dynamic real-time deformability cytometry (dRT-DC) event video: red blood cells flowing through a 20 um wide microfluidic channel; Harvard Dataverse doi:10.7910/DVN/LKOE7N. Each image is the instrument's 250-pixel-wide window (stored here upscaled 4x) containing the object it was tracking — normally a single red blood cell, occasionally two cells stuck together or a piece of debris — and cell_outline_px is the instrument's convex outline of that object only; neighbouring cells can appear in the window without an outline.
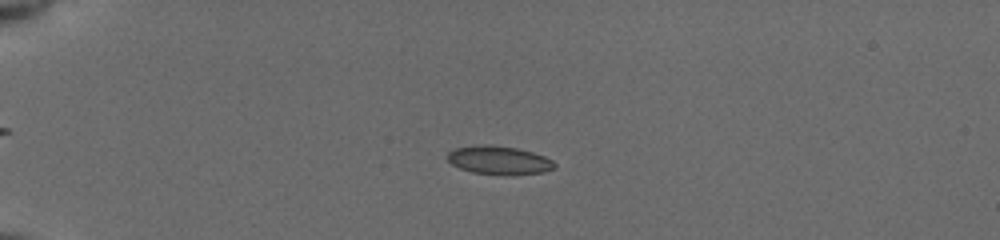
{"species": "common noctule bat (a hibernating species)", "species_latin": "Nyctalus noctula", "temperature_condition": "cold", "stored_images_in_passage": 44, "camera_frame_rate_fps": 3000, "um_per_image_px": 0.085, "animal": {"sex": "female", "body_mass_g": 19.5, "forearm_length_mm": 54.1}, "frame": {"image": 1, "passage_image": 5, "time_ms": 1.333, "image_size_px": [1000, 240], "cell_outline_px": [[556, 168], [544, 172], [512, 176], [472, 172], [460, 168], [452, 164], [448, 160], [448, 152], [456, 148], [472, 144], [488, 144], [516, 148], [532, 152], [544, 156], [552, 160], [556, 164]], "centroid_in_image_um": [42.43, 13.62], "position_along_channel_um": 42.6, "area_um2": 18.03}}
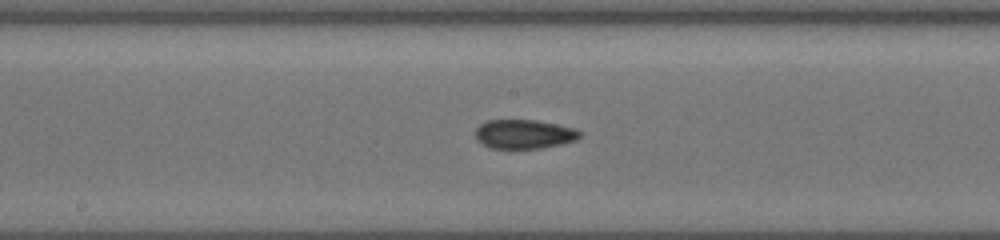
{"frame": {"image": 2, "passage_image": 21, "time_ms": 6.667, "image_size_px": [1000, 240], "cell_outline_px": [[580, 136], [576, 140], [560, 144], [540, 148], [488, 148], [476, 140], [476, 128], [480, 124], [488, 120], [536, 120], [556, 124], [572, 128], [580, 132]], "centroid_in_image_um": [44.5, 11.4], "position_along_channel_um": 203.7, "area_um2": 17.57}}
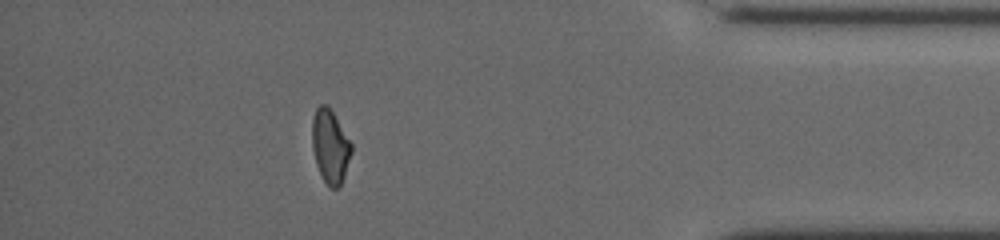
{"frame": {"image": 3, "passage_image": 39, "time_ms": 12.667, "image_size_px": [1000, 240], "cell_outline_px": [[352, 152], [344, 176], [340, 184], [336, 188], [328, 188], [316, 164], [312, 148], [312, 120], [316, 108], [320, 104], [328, 104], [352, 144]], "centroid_in_image_um": [28.06, 12.42], "position_along_channel_um": 407.1, "area_um2": 16.82}, "authors_computed_cell_mechanics": {"area_um2": 17.3111, "velocity_mm_per_s": 3.9341, "shape_relaxation_time_tau1_ms": null, "shape_relaxation_time_tau2_ms": 1.7926, "deformation_change_tau1": null, "deformation_change_tau2": 0.0752}}